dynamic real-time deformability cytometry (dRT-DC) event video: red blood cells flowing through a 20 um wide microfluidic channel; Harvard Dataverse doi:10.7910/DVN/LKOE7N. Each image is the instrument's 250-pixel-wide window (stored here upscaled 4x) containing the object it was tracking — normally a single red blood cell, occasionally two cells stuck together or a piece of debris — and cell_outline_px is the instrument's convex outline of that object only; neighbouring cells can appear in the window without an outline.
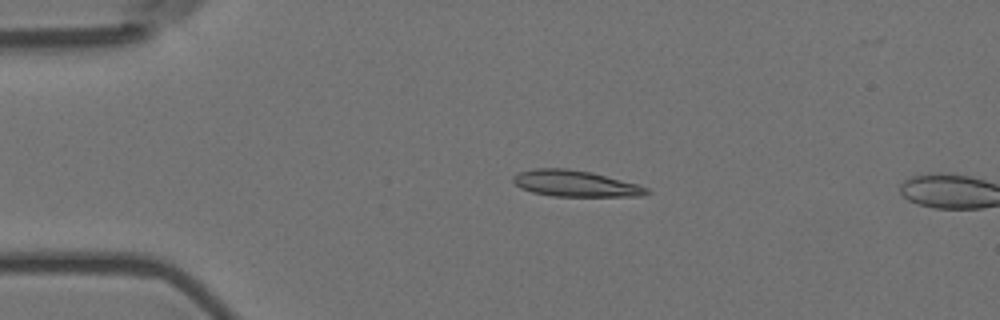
{"species": "Egyptian fruit bat (a non-hibernating species)", "species_latin": "Rousettus aegyptiacus", "temperature_condition": "room temperature", "stored_images_in_passage": 4, "camera_frame_rate_fps": 3000, "um_per_image_px": 0.085, "animal": {"sex": "female"}, "frame": {"image": 1, "passage_image": 3, "time_ms": 0.667, "image_size_px": [1000, 320], "cell_outline_px": [[652, 192], [640, 196], [552, 196], [532, 192], [520, 188], [512, 180], [512, 176], [520, 172], [536, 168], [564, 168], [592, 172], [636, 184], [648, 188]], "centroid_in_image_um": [48.88, 15.6], "position_along_channel_um": 36.1, "area_um2": 20.29}}